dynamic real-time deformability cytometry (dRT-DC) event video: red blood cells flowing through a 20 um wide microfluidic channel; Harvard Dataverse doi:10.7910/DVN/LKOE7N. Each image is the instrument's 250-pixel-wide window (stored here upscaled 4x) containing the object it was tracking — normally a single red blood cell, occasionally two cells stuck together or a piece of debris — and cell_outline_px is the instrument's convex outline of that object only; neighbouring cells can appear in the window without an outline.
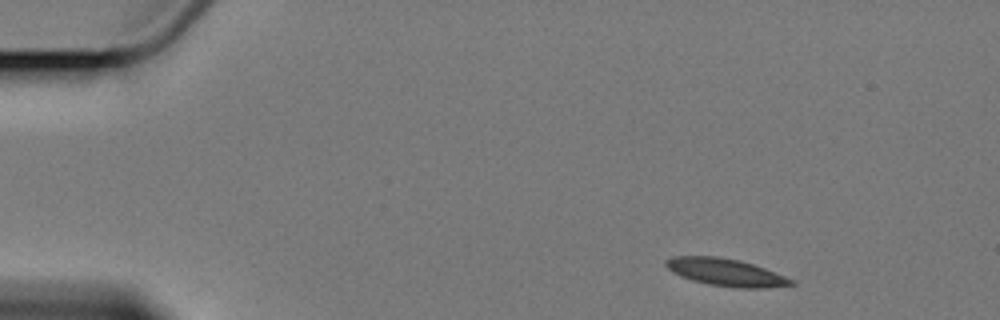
{"species": "Egyptian fruit bat (a non-hibernating species)", "species_latin": "Rousettus aegyptiacus", "temperature_condition": "cold", "stored_images_in_passage": 6, "camera_frame_rate_fps": 3000, "um_per_image_px": 0.085, "animal": {"sex": "female"}, "frame": {"image": 1, "passage_image": 1, "time_ms": 0.0, "image_size_px": [1000, 320], "cell_outline_px": [[796, 284], [764, 288], [732, 288], [708, 284], [692, 280], [680, 276], [672, 272], [664, 264], [664, 260], [672, 256], [716, 256], [736, 260], [752, 264], [764, 268], [796, 280]], "centroid_in_image_um": [61.68, 23.15], "position_along_channel_um": 23.3, "area_um2": 20.06}}
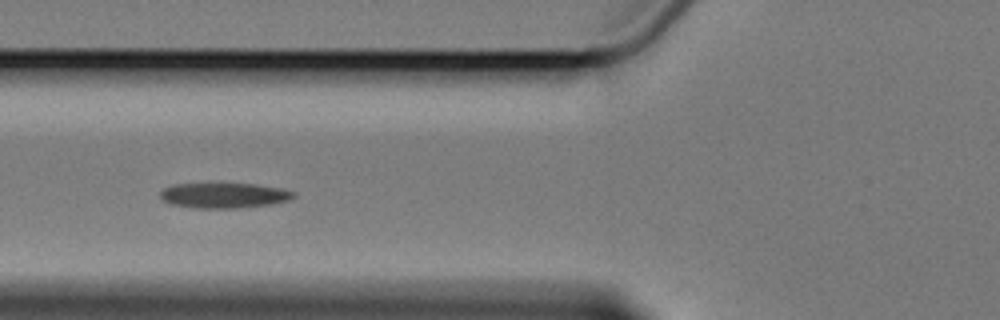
{"frame": {"image": 2, "passage_image": 5, "time_ms": 5.0, "image_size_px": [1000, 320], "cell_outline_px": [[296, 196], [288, 200], [272, 204], [240, 208], [192, 208], [168, 204], [160, 196], [160, 192], [164, 188], [172, 184], [256, 184], [284, 188], [296, 192]], "centroid_in_image_um": [19.06, 16.61], "position_along_channel_um": 106.7, "area_um2": 19.83}}
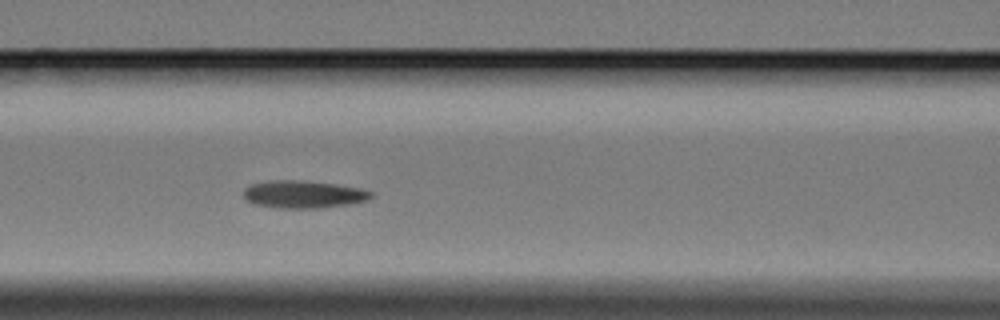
{"frame": {"image": 3, "passage_image": 6, "time_ms": 6.0, "image_size_px": [1000, 320], "cell_outline_px": [[372, 196], [368, 200], [352, 204], [320, 208], [276, 208], [256, 204], [248, 200], [244, 196], [244, 188], [252, 184], [268, 180], [308, 180], [364, 188], [372, 192]], "centroid_in_image_um": [25.84, 16.51], "position_along_channel_um": 140.8, "area_um2": 20.75}}